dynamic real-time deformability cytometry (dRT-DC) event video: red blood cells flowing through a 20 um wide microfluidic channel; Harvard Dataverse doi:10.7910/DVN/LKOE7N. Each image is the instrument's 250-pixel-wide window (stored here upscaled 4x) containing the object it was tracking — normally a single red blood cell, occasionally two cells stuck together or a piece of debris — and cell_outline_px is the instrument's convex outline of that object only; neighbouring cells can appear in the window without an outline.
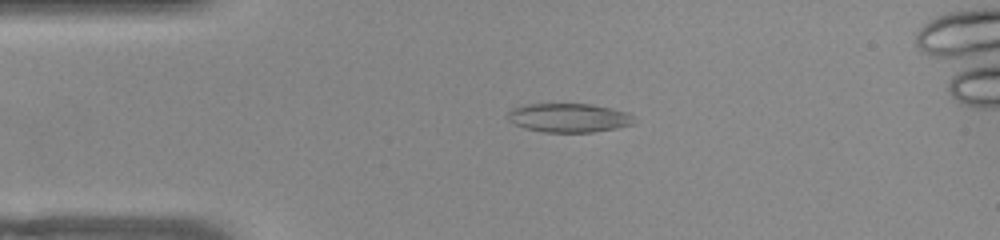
{"species": "common noctule bat (a hibernating species)", "species_latin": "Nyctalus noctula", "temperature_condition": "warm", "stored_images_in_passage": 47, "camera_frame_rate_fps": 3000, "um_per_image_px": 0.085, "animal": {"sex": "female", "body_mass_g": 22.0, "forearm_length_mm": 56.7}, "frame": {"image": 1, "passage_image": 5, "time_ms": 1.333, "image_size_px": [1000, 240], "cell_outline_px": [[636, 124], [616, 128], [592, 132], [544, 132], [524, 128], [508, 120], [508, 112], [512, 108], [524, 104], [588, 104], [628, 112], [632, 116]], "centroid_in_image_um": [48.34, 10.01], "position_along_channel_um": 36.7, "area_um2": 21.21}}
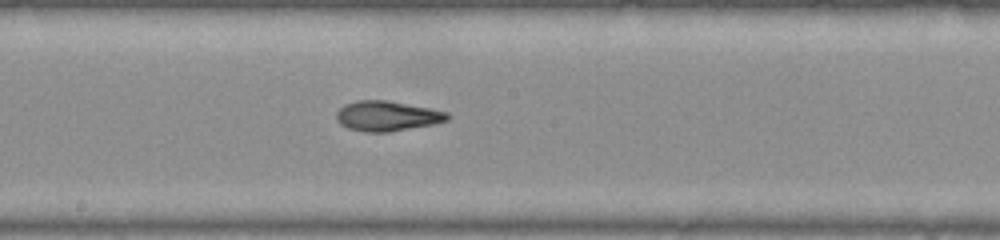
{"frame": {"image": 2, "passage_image": 21, "time_ms": 6.667, "image_size_px": [1000, 240], "cell_outline_px": [[452, 116], [448, 120], [436, 124], [388, 132], [364, 132], [348, 128], [340, 124], [336, 120], [336, 112], [344, 104], [356, 100], [388, 100], [448, 112]], "centroid_in_image_um": [32.9, 9.86], "position_along_channel_um": 215.3, "area_um2": 19.65}}
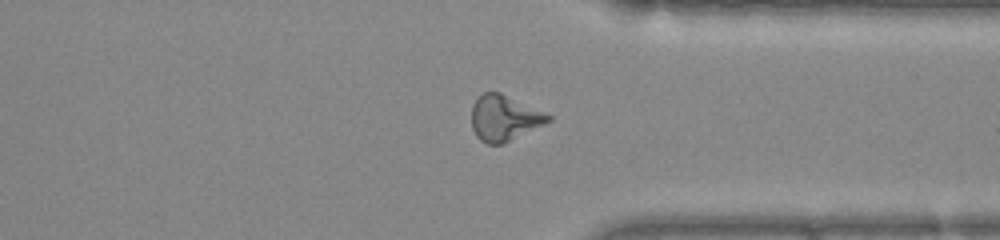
{"frame": {"image": 3, "passage_image": 33, "time_ms": 10.667, "image_size_px": [1000, 240], "cell_outline_px": [[552, 120], [504, 144], [488, 144], [480, 140], [476, 136], [472, 128], [472, 104], [484, 92], [500, 92], [552, 116]], "centroid_in_image_um": [42.84, 10.05], "position_along_channel_um": 368.6, "area_um2": 20.23}, "authors_computed_cell_mechanics": {"area_um2": 19.9988, "velocity_mm_per_s": 3.8889, "shape_relaxation_time_tau1_ms": 6.0858, "shape_relaxation_time_tau2_ms": 2.6457, "deformation_change_tau1": 0.1769, "deformation_change_tau2": 0.1199}}